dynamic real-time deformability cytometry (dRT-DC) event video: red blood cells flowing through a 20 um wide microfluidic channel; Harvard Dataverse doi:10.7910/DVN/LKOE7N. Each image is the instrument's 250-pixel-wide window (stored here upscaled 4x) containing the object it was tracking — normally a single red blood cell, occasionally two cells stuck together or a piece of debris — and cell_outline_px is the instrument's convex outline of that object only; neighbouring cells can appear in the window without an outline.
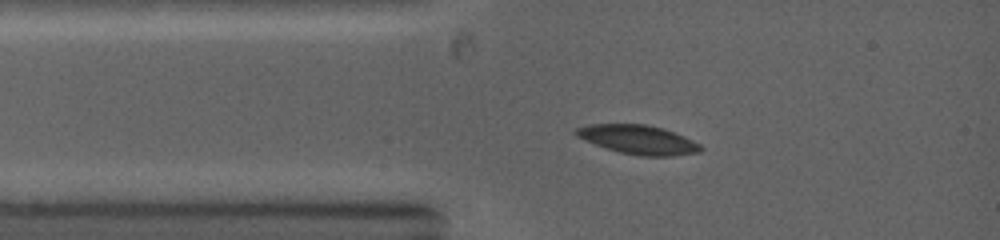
{"species": "common noctule bat (a hibernating species)", "species_latin": "Nyctalus noctula", "temperature_condition": "warm", "stored_images_in_passage": 10, "camera_frame_rate_fps": 5000, "um_per_image_px": 0.085, "animal": {"sex": "female", "body_mass_g": 19.0, "forearm_length_mm": 53.3}, "frame": {"image": 1, "passage_image": 1, "time_ms": 0.0, "image_size_px": [1000, 240], "cell_outline_px": [[704, 148], [700, 152], [672, 156], [640, 156], [620, 152], [604, 148], [584, 140], [576, 136], [572, 132], [576, 128], [588, 124], [644, 124], [664, 128], [684, 136], [700, 144]], "centroid_in_image_um": [54.23, 11.87], "position_along_channel_um": 30.8, "area_um2": 21.27}}